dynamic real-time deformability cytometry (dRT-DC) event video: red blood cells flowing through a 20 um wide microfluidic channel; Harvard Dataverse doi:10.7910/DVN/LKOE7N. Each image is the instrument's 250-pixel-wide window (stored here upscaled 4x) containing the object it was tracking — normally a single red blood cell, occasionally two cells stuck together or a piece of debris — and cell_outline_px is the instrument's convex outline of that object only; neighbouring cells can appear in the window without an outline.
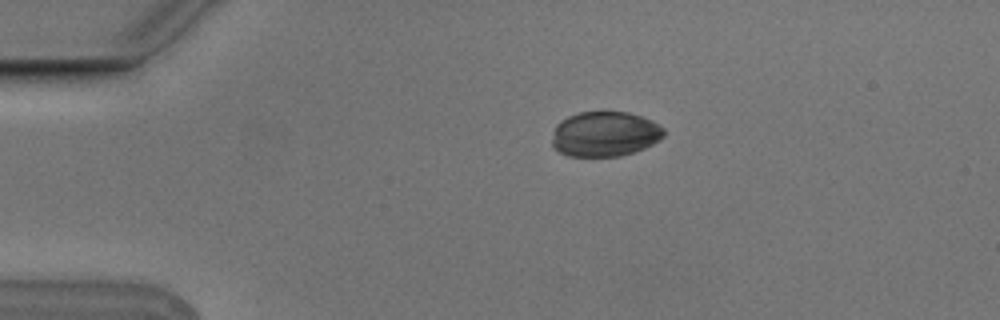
{"species": "Egyptian fruit bat (a non-hibernating species)", "species_latin": "Rousettus aegyptiacus", "temperature_condition": "cold", "stored_images_in_passage": 6, "camera_frame_rate_fps": 3000, "um_per_image_px": 0.085, "animal": {"sex": "male"}, "frame": {"image": 1, "passage_image": 1, "time_ms": 0.0, "image_size_px": [1000, 320], "cell_outline_px": [[664, 136], [660, 140], [644, 148], [620, 156], [568, 156], [552, 148], [552, 140], [556, 124], [560, 120], [568, 116], [580, 112], [628, 112], [652, 120], [664, 128]], "centroid_in_image_um": [51.4, 11.39], "position_along_channel_um": 33.6, "area_um2": 29.42}}
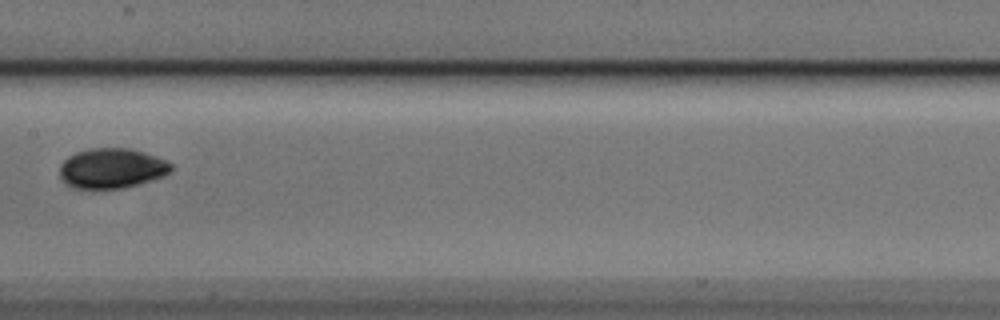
{"frame": {"image": 2, "passage_image": 5, "time_ms": 1.333, "image_size_px": [1000, 320], "cell_outline_px": [[172, 168], [164, 176], [140, 184], [124, 188], [72, 188], [64, 184], [60, 180], [60, 164], [68, 156], [76, 152], [88, 148], [128, 148], [144, 152], [156, 156], [172, 164]], "centroid_in_image_um": [9.46, 14.31], "position_along_channel_um": 197.9, "area_um2": 26.18}}
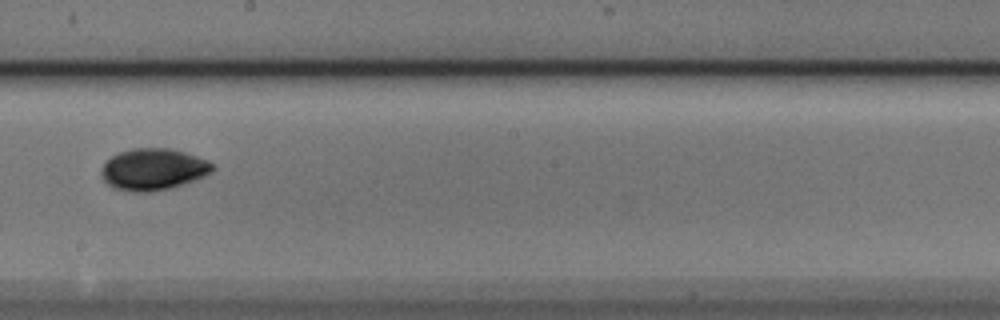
{"frame": {"image": 3, "passage_image": 6, "time_ms": 1.667, "image_size_px": [1000, 320], "cell_outline_px": [[216, 168], [212, 172], [204, 176], [184, 184], [172, 188], [152, 192], [132, 192], [116, 188], [108, 184], [104, 180], [100, 172], [104, 164], [112, 156], [120, 152], [132, 148], [172, 148], [208, 160]], "centroid_in_image_um": [13.05, 14.4], "position_along_channel_um": 235.1, "area_um2": 27.05}}